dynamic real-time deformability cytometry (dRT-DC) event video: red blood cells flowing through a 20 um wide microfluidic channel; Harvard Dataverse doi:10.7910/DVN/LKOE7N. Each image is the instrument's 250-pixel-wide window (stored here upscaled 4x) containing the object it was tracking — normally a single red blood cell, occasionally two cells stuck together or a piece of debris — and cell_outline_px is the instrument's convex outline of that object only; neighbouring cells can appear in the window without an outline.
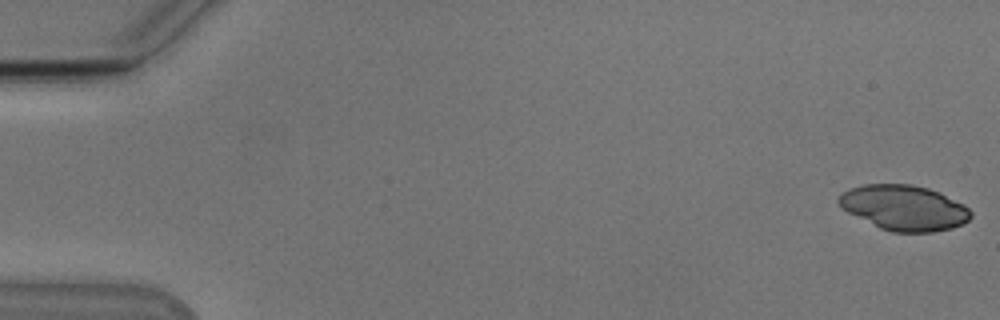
{"species": "Egyptian fruit bat (a non-hibernating species)", "species_latin": "Rousettus aegyptiacus", "temperature_condition": "cold", "stored_images_in_passage": 8, "camera_frame_rate_fps": 3000, "um_per_image_px": 0.085, "animal": {"sex": "male"}, "frame": {"image": 1, "passage_image": 1, "time_ms": 0.0, "image_size_px": [1000, 320], "cell_outline_px": [[972, 216], [964, 224], [952, 228], [932, 232], [892, 232], [880, 228], [840, 208], [836, 200], [848, 188], [864, 184], [912, 184], [928, 188], [964, 204], [972, 212]], "centroid_in_image_um": [76.84, 17.66], "position_along_channel_um": 8.2, "area_um2": 34.8}}